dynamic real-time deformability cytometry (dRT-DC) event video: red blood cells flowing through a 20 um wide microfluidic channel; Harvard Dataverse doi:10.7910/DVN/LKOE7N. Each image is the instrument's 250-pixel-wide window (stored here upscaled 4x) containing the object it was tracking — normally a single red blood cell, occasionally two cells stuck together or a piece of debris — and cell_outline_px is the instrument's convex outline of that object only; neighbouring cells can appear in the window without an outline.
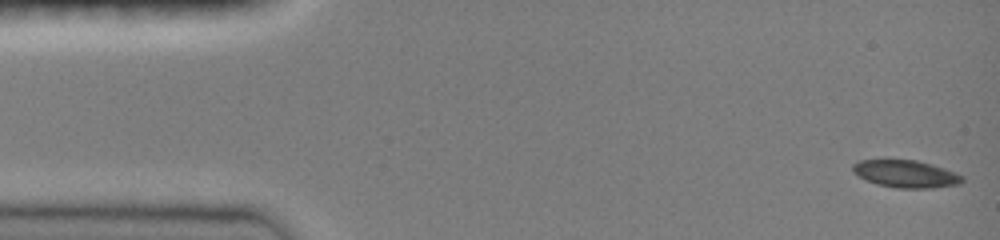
{"species": "common noctule bat (a hibernating species)", "species_latin": "Nyctalus noctula", "temperature_condition": "room temperature", "stored_images_in_passage": 47, "camera_frame_rate_fps": 3000, "um_per_image_px": 0.085, "animal": {"sex": "female", "body_mass_g": 19.0, "forearm_length_mm": 51.5}, "frame": {"image": 1, "passage_image": 1, "time_ms": 0.0, "image_size_px": [1000, 240], "cell_outline_px": [[964, 180], [960, 184], [928, 188], [896, 188], [876, 184], [852, 172], [852, 164], [860, 160], [916, 160], [932, 164], [944, 168], [960, 176]], "centroid_in_image_um": [76.96, 14.78], "position_along_channel_um": 8.0, "area_um2": 17.22}}
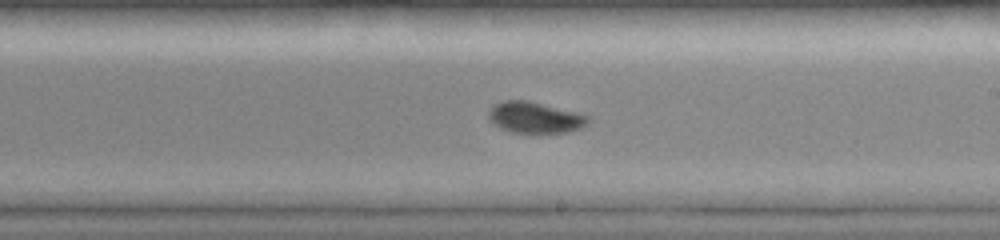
{"frame": {"image": 2, "passage_image": 27, "time_ms": 8.667, "image_size_px": [1000, 240], "cell_outline_px": [[588, 124], [580, 128], [568, 132], [512, 132], [500, 128], [492, 124], [488, 120], [488, 112], [492, 104], [504, 100], [528, 100], [576, 112], [588, 116]], "centroid_in_image_um": [45.4, 9.97], "position_along_channel_um": 243.6, "area_um2": 18.09}}
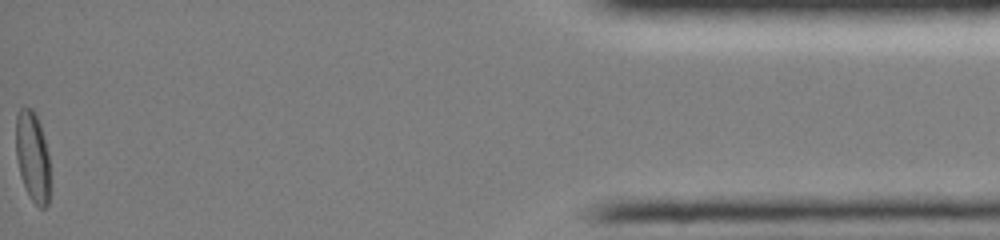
{"frame": {"image": 3, "passage_image": 47, "time_ms": 15.333, "image_size_px": [1000, 240], "cell_outline_px": [[48, 204], [44, 208], [40, 208], [32, 200], [24, 184], [20, 172], [16, 156], [16, 116], [20, 108], [32, 108], [40, 124], [48, 152]], "centroid_in_image_um": [2.75, 13.27], "position_along_channel_um": 432.4, "area_um2": 17.46}, "authors_computed_cell_mechanics": {"area_um2": 17.918, "velocity_mm_per_s": 4.0784, "shape_relaxation_time_tau1_ms": 7.0772, "shape_relaxation_time_tau2_ms": null, "deformation_change_tau1": 0.1462, "deformation_change_tau2": null}}